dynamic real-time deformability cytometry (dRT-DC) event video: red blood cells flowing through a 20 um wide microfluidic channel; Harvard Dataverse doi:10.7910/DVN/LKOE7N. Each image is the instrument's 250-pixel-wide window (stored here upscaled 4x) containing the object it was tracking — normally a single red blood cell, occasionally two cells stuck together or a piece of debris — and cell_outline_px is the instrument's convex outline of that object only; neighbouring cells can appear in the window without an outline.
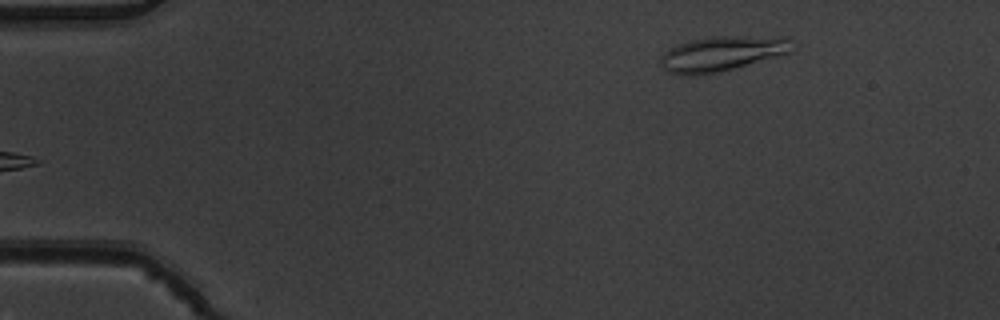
{"species": "common noctule bat (a hibernating species)", "species_latin": "Nyctalus noctula", "temperature_condition": "warm", "stored_images_in_passage": 5, "segment_of_instrument_passage": [2, 2], "camera_frame_rate_fps": 3000, "um_per_image_px": 0.085, "animal": {"sex": "male", "body_mass_g": 19.5, "forearm_length_mm": 54.6}, "frame": {"image": 1, "passage_image": 5, "time_ms": 1.333, "image_size_px": [1000, 320], "cell_outline_px": [[796, 44], [792, 52], [732, 68], [716, 72], [696, 76], [680, 76], [668, 72], [664, 68], [660, 60], [660, 56], [664, 52], [676, 44], [688, 40], [712, 36], [788, 36]], "centroid_in_image_um": [61.39, 4.53], "position_along_channel_um": 23.6, "area_um2": 27.22}}